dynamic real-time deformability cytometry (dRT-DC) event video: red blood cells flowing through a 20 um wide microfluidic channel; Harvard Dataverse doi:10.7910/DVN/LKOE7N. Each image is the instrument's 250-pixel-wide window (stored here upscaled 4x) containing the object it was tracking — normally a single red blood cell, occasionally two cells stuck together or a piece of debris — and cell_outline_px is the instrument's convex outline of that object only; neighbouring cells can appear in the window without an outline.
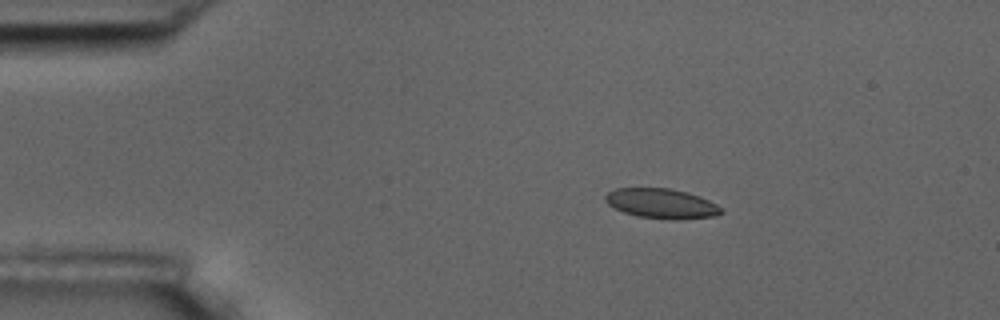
{"species": "common noctule bat (a hibernating species)", "species_latin": "Nyctalus noctula", "temperature_condition": "room temperature", "stored_images_in_passage": 4, "camera_frame_rate_fps": 3000, "um_per_image_px": 0.085, "animal": {"sex": "male", "body_mass_g": 17.5, "forearm_length_mm": 52.3}, "frame": {"image": 1, "passage_image": 2, "time_ms": 1.333, "image_size_px": [1000, 320], "cell_outline_px": [[724, 212], [716, 216], [636, 216], [624, 212], [608, 204], [604, 200], [604, 196], [608, 192], [616, 188], [672, 188], [688, 192], [700, 196], [716, 204]], "centroid_in_image_um": [56.16, 17.22], "position_along_channel_um": 28.8, "area_um2": 19.07}}